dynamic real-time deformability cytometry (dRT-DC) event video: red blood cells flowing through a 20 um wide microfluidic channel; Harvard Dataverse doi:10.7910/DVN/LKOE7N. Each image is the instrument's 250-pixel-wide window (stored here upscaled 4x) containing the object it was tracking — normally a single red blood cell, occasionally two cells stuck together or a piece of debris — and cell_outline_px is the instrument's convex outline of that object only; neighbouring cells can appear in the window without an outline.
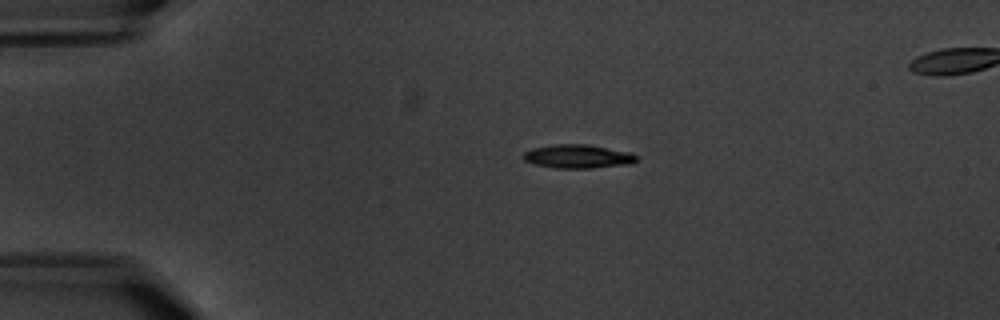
{"species": "common noctule bat (a hibernating species)", "species_latin": "Nyctalus noctula", "temperature_condition": "warm", "stored_images_in_passage": 6, "camera_frame_rate_fps": 3000, "um_per_image_px": 0.085, "animal": {"sex": "male", "body_mass_g": 20.1, "forearm_length_mm": 53.5}, "frame": {"image": 1, "passage_image": 4, "time_ms": 3.667, "image_size_px": [1000, 320], "cell_outline_px": [[640, 156], [636, 160], [628, 164], [592, 168], [556, 168], [536, 164], [524, 160], [520, 156], [524, 152], [532, 148], [556, 144], [588, 144], [632, 152]], "centroid_in_image_um": [49.13, 13.28], "position_along_channel_um": 35.9, "area_um2": 15.72}}